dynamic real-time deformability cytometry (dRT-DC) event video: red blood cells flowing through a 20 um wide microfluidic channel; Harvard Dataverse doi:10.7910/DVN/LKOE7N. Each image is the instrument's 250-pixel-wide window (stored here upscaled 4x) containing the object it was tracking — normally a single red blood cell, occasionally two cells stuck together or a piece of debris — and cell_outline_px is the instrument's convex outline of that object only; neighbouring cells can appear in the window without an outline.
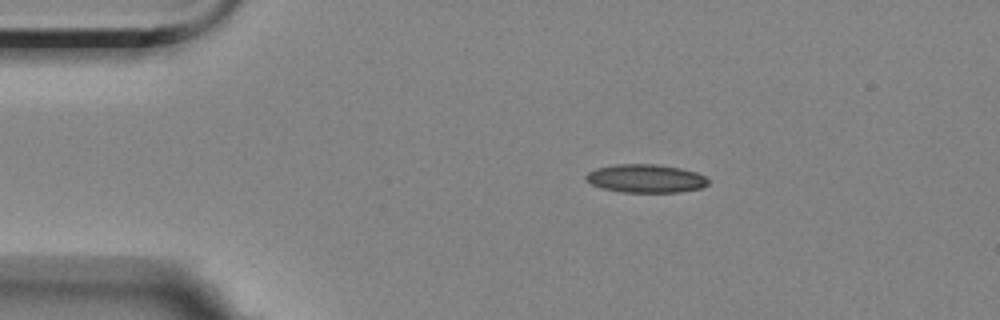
{"species": "Egyptian fruit bat (a non-hibernating species)", "species_latin": "Rousettus aegyptiacus", "temperature_condition": "room temperature", "stored_images_in_passage": 2, "camera_frame_rate_fps": 3000, "um_per_image_px": 0.085, "animal": {"sex": "female"}, "frame": {"image": 1, "passage_image": 1, "time_ms": 0.0, "image_size_px": [1000, 320], "cell_outline_px": [[708, 184], [700, 188], [680, 192], [624, 192], [600, 188], [584, 180], [584, 176], [588, 172], [596, 168], [616, 164], [656, 164], [680, 168], [696, 172], [704, 176], [708, 180]], "centroid_in_image_um": [54.85, 15.17], "position_along_channel_um": 30.2, "area_um2": 20.23}}